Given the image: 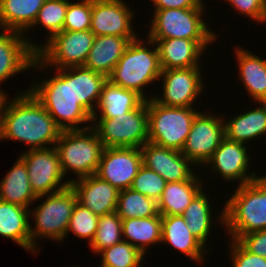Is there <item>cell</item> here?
Returning a JSON list of instances; mask_svg holds the SVG:
<instances>
[{"mask_svg": "<svg viewBox=\"0 0 266 267\" xmlns=\"http://www.w3.org/2000/svg\"><path fill=\"white\" fill-rule=\"evenodd\" d=\"M61 131L29 87L6 103L0 140L20 141L29 145L27 150L43 149L55 146Z\"/></svg>", "mask_w": 266, "mask_h": 267, "instance_id": "1", "label": "cell"}, {"mask_svg": "<svg viewBox=\"0 0 266 267\" xmlns=\"http://www.w3.org/2000/svg\"><path fill=\"white\" fill-rule=\"evenodd\" d=\"M56 72L54 77H48L49 79L37 84L33 81L29 91L62 131L91 127L92 116L76 100L75 66L56 69ZM86 122H90V125L83 126L82 123Z\"/></svg>", "mask_w": 266, "mask_h": 267, "instance_id": "2", "label": "cell"}, {"mask_svg": "<svg viewBox=\"0 0 266 267\" xmlns=\"http://www.w3.org/2000/svg\"><path fill=\"white\" fill-rule=\"evenodd\" d=\"M237 187L217 217L232 240L266 230V177Z\"/></svg>", "mask_w": 266, "mask_h": 267, "instance_id": "3", "label": "cell"}, {"mask_svg": "<svg viewBox=\"0 0 266 267\" xmlns=\"http://www.w3.org/2000/svg\"><path fill=\"white\" fill-rule=\"evenodd\" d=\"M144 41L138 37L128 44L107 80L127 90L135 91L144 100H148L144 87L147 88V85L159 80L162 69L157 46L154 47L156 43L150 39Z\"/></svg>", "mask_w": 266, "mask_h": 267, "instance_id": "4", "label": "cell"}, {"mask_svg": "<svg viewBox=\"0 0 266 267\" xmlns=\"http://www.w3.org/2000/svg\"><path fill=\"white\" fill-rule=\"evenodd\" d=\"M43 197L45 200L42 204L32 211L29 210V216L32 214V220L36 225L34 228L29 224L31 251L37 253L39 248L37 250L36 241L40 238L57 242L64 240L72 211L77 203L76 192L71 186L53 194L38 196L36 200L39 201Z\"/></svg>", "mask_w": 266, "mask_h": 267, "instance_id": "5", "label": "cell"}, {"mask_svg": "<svg viewBox=\"0 0 266 267\" xmlns=\"http://www.w3.org/2000/svg\"><path fill=\"white\" fill-rule=\"evenodd\" d=\"M55 148L64 175L72 172L79 179L97 172L104 146L96 131L89 127L61 131Z\"/></svg>", "mask_w": 266, "mask_h": 267, "instance_id": "6", "label": "cell"}, {"mask_svg": "<svg viewBox=\"0 0 266 267\" xmlns=\"http://www.w3.org/2000/svg\"><path fill=\"white\" fill-rule=\"evenodd\" d=\"M148 142L181 151L191 129L195 107H174L147 100Z\"/></svg>", "mask_w": 266, "mask_h": 267, "instance_id": "7", "label": "cell"}, {"mask_svg": "<svg viewBox=\"0 0 266 267\" xmlns=\"http://www.w3.org/2000/svg\"><path fill=\"white\" fill-rule=\"evenodd\" d=\"M95 37L90 30L61 31L53 35L47 44H40L32 69L39 67L45 72L48 66L56 69L84 66Z\"/></svg>", "mask_w": 266, "mask_h": 267, "instance_id": "8", "label": "cell"}, {"mask_svg": "<svg viewBox=\"0 0 266 267\" xmlns=\"http://www.w3.org/2000/svg\"><path fill=\"white\" fill-rule=\"evenodd\" d=\"M205 8L153 10L148 39L217 40V35L202 19Z\"/></svg>", "mask_w": 266, "mask_h": 267, "instance_id": "9", "label": "cell"}, {"mask_svg": "<svg viewBox=\"0 0 266 267\" xmlns=\"http://www.w3.org/2000/svg\"><path fill=\"white\" fill-rule=\"evenodd\" d=\"M92 123L104 148H141L148 142L147 100L121 118H92Z\"/></svg>", "mask_w": 266, "mask_h": 267, "instance_id": "10", "label": "cell"}, {"mask_svg": "<svg viewBox=\"0 0 266 267\" xmlns=\"http://www.w3.org/2000/svg\"><path fill=\"white\" fill-rule=\"evenodd\" d=\"M21 154L28 170L31 189L37 197L53 194L70 186L69 180L63 182L65 175L55 146L26 150Z\"/></svg>", "mask_w": 266, "mask_h": 267, "instance_id": "11", "label": "cell"}, {"mask_svg": "<svg viewBox=\"0 0 266 267\" xmlns=\"http://www.w3.org/2000/svg\"><path fill=\"white\" fill-rule=\"evenodd\" d=\"M224 121L222 115L199 112L192 122L181 153L194 165L205 166L225 137Z\"/></svg>", "mask_w": 266, "mask_h": 267, "instance_id": "12", "label": "cell"}, {"mask_svg": "<svg viewBox=\"0 0 266 267\" xmlns=\"http://www.w3.org/2000/svg\"><path fill=\"white\" fill-rule=\"evenodd\" d=\"M201 73L200 67L162 70L159 79L163 81V97L155 94L150 98L165 106L192 107L205 91Z\"/></svg>", "mask_w": 266, "mask_h": 267, "instance_id": "13", "label": "cell"}, {"mask_svg": "<svg viewBox=\"0 0 266 267\" xmlns=\"http://www.w3.org/2000/svg\"><path fill=\"white\" fill-rule=\"evenodd\" d=\"M141 166L140 148L108 147L103 149L95 175L121 191L131 187Z\"/></svg>", "mask_w": 266, "mask_h": 267, "instance_id": "14", "label": "cell"}, {"mask_svg": "<svg viewBox=\"0 0 266 267\" xmlns=\"http://www.w3.org/2000/svg\"><path fill=\"white\" fill-rule=\"evenodd\" d=\"M126 4L123 0H92L90 31L95 36L138 37L132 27L134 12Z\"/></svg>", "mask_w": 266, "mask_h": 267, "instance_id": "15", "label": "cell"}, {"mask_svg": "<svg viewBox=\"0 0 266 267\" xmlns=\"http://www.w3.org/2000/svg\"><path fill=\"white\" fill-rule=\"evenodd\" d=\"M244 143L235 142L224 137L220 142V145L214 151L212 157L205 164L211 167V173L213 171L218 172L224 180L236 181L238 185L247 184L258 178L255 175V171L248 174V168L250 167V155L247 152Z\"/></svg>", "mask_w": 266, "mask_h": 267, "instance_id": "16", "label": "cell"}, {"mask_svg": "<svg viewBox=\"0 0 266 267\" xmlns=\"http://www.w3.org/2000/svg\"><path fill=\"white\" fill-rule=\"evenodd\" d=\"M0 31V85L20 72L32 69L39 44L27 39V35L2 29ZM26 36V37H25Z\"/></svg>", "mask_w": 266, "mask_h": 267, "instance_id": "17", "label": "cell"}, {"mask_svg": "<svg viewBox=\"0 0 266 267\" xmlns=\"http://www.w3.org/2000/svg\"><path fill=\"white\" fill-rule=\"evenodd\" d=\"M142 165L162 176L166 182L191 179L196 173L194 164L181 151L162 147L151 142L141 148ZM192 166V169H191Z\"/></svg>", "mask_w": 266, "mask_h": 267, "instance_id": "18", "label": "cell"}, {"mask_svg": "<svg viewBox=\"0 0 266 267\" xmlns=\"http://www.w3.org/2000/svg\"><path fill=\"white\" fill-rule=\"evenodd\" d=\"M76 192L77 202L95 215L103 216L116 211L119 190L97 175L68 179Z\"/></svg>", "mask_w": 266, "mask_h": 267, "instance_id": "19", "label": "cell"}, {"mask_svg": "<svg viewBox=\"0 0 266 267\" xmlns=\"http://www.w3.org/2000/svg\"><path fill=\"white\" fill-rule=\"evenodd\" d=\"M156 43L162 70L200 67V57L216 40L162 39Z\"/></svg>", "mask_w": 266, "mask_h": 267, "instance_id": "20", "label": "cell"}, {"mask_svg": "<svg viewBox=\"0 0 266 267\" xmlns=\"http://www.w3.org/2000/svg\"><path fill=\"white\" fill-rule=\"evenodd\" d=\"M161 243L169 244L196 263L208 252L191 233L182 215L162 216Z\"/></svg>", "mask_w": 266, "mask_h": 267, "instance_id": "21", "label": "cell"}, {"mask_svg": "<svg viewBox=\"0 0 266 267\" xmlns=\"http://www.w3.org/2000/svg\"><path fill=\"white\" fill-rule=\"evenodd\" d=\"M136 39L137 37L96 36L84 66L108 77L128 44Z\"/></svg>", "mask_w": 266, "mask_h": 267, "instance_id": "22", "label": "cell"}, {"mask_svg": "<svg viewBox=\"0 0 266 267\" xmlns=\"http://www.w3.org/2000/svg\"><path fill=\"white\" fill-rule=\"evenodd\" d=\"M239 78L247 93L256 102H266V59L238 47L235 50ZM263 59V60H262Z\"/></svg>", "mask_w": 266, "mask_h": 267, "instance_id": "23", "label": "cell"}, {"mask_svg": "<svg viewBox=\"0 0 266 267\" xmlns=\"http://www.w3.org/2000/svg\"><path fill=\"white\" fill-rule=\"evenodd\" d=\"M144 99L135 91L127 90L107 80L102 87L101 96L92 118H121L136 109ZM99 114H98V113Z\"/></svg>", "mask_w": 266, "mask_h": 267, "instance_id": "24", "label": "cell"}, {"mask_svg": "<svg viewBox=\"0 0 266 267\" xmlns=\"http://www.w3.org/2000/svg\"><path fill=\"white\" fill-rule=\"evenodd\" d=\"M45 0H0V30L25 35L34 24Z\"/></svg>", "mask_w": 266, "mask_h": 267, "instance_id": "25", "label": "cell"}, {"mask_svg": "<svg viewBox=\"0 0 266 267\" xmlns=\"http://www.w3.org/2000/svg\"><path fill=\"white\" fill-rule=\"evenodd\" d=\"M260 106L224 121L225 137L246 144L257 137L266 136V102H257ZM262 105V106H261Z\"/></svg>", "mask_w": 266, "mask_h": 267, "instance_id": "26", "label": "cell"}, {"mask_svg": "<svg viewBox=\"0 0 266 267\" xmlns=\"http://www.w3.org/2000/svg\"><path fill=\"white\" fill-rule=\"evenodd\" d=\"M18 158L0 182V200L29 208L37 196L31 189L26 164Z\"/></svg>", "mask_w": 266, "mask_h": 267, "instance_id": "27", "label": "cell"}, {"mask_svg": "<svg viewBox=\"0 0 266 267\" xmlns=\"http://www.w3.org/2000/svg\"><path fill=\"white\" fill-rule=\"evenodd\" d=\"M204 184L196 174L189 180L167 182L159 199L158 211L161 216L182 215L193 198L203 189Z\"/></svg>", "mask_w": 266, "mask_h": 267, "instance_id": "28", "label": "cell"}, {"mask_svg": "<svg viewBox=\"0 0 266 267\" xmlns=\"http://www.w3.org/2000/svg\"><path fill=\"white\" fill-rule=\"evenodd\" d=\"M29 208L0 200V236L31 252Z\"/></svg>", "mask_w": 266, "mask_h": 267, "instance_id": "29", "label": "cell"}, {"mask_svg": "<svg viewBox=\"0 0 266 267\" xmlns=\"http://www.w3.org/2000/svg\"><path fill=\"white\" fill-rule=\"evenodd\" d=\"M161 228L162 216L122 219L123 241L146 255L149 246L161 243Z\"/></svg>", "mask_w": 266, "mask_h": 267, "instance_id": "30", "label": "cell"}, {"mask_svg": "<svg viewBox=\"0 0 266 267\" xmlns=\"http://www.w3.org/2000/svg\"><path fill=\"white\" fill-rule=\"evenodd\" d=\"M106 81L107 77L104 74L92 71L85 66H75L76 100L91 116L97 108L101 90Z\"/></svg>", "mask_w": 266, "mask_h": 267, "instance_id": "31", "label": "cell"}, {"mask_svg": "<svg viewBox=\"0 0 266 267\" xmlns=\"http://www.w3.org/2000/svg\"><path fill=\"white\" fill-rule=\"evenodd\" d=\"M208 194L201 190L186 207L182 216L191 233L207 248L206 243L211 233L213 213Z\"/></svg>", "mask_w": 266, "mask_h": 267, "instance_id": "32", "label": "cell"}, {"mask_svg": "<svg viewBox=\"0 0 266 267\" xmlns=\"http://www.w3.org/2000/svg\"><path fill=\"white\" fill-rule=\"evenodd\" d=\"M116 212L121 219L161 216L155 200L131 188L119 192Z\"/></svg>", "mask_w": 266, "mask_h": 267, "instance_id": "33", "label": "cell"}, {"mask_svg": "<svg viewBox=\"0 0 266 267\" xmlns=\"http://www.w3.org/2000/svg\"><path fill=\"white\" fill-rule=\"evenodd\" d=\"M122 241V219L118 216L117 212L114 211L99 216L95 237L89 245L93 253L97 254L105 248Z\"/></svg>", "mask_w": 266, "mask_h": 267, "instance_id": "34", "label": "cell"}, {"mask_svg": "<svg viewBox=\"0 0 266 267\" xmlns=\"http://www.w3.org/2000/svg\"><path fill=\"white\" fill-rule=\"evenodd\" d=\"M101 265L99 267H142V254L129 242L122 241L100 251Z\"/></svg>", "mask_w": 266, "mask_h": 267, "instance_id": "35", "label": "cell"}, {"mask_svg": "<svg viewBox=\"0 0 266 267\" xmlns=\"http://www.w3.org/2000/svg\"><path fill=\"white\" fill-rule=\"evenodd\" d=\"M67 8L68 0H45L32 27L40 24L49 33L47 40L50 39L63 31Z\"/></svg>", "mask_w": 266, "mask_h": 267, "instance_id": "36", "label": "cell"}, {"mask_svg": "<svg viewBox=\"0 0 266 267\" xmlns=\"http://www.w3.org/2000/svg\"><path fill=\"white\" fill-rule=\"evenodd\" d=\"M98 220L99 216L77 202L69 220L66 236L72 232L77 238L88 239L90 245L96 234Z\"/></svg>", "mask_w": 266, "mask_h": 267, "instance_id": "37", "label": "cell"}, {"mask_svg": "<svg viewBox=\"0 0 266 267\" xmlns=\"http://www.w3.org/2000/svg\"><path fill=\"white\" fill-rule=\"evenodd\" d=\"M166 183L162 176L142 165L130 188L158 202Z\"/></svg>", "mask_w": 266, "mask_h": 267, "instance_id": "38", "label": "cell"}, {"mask_svg": "<svg viewBox=\"0 0 266 267\" xmlns=\"http://www.w3.org/2000/svg\"><path fill=\"white\" fill-rule=\"evenodd\" d=\"M92 16V0L78 2L68 1L63 31L90 30Z\"/></svg>", "mask_w": 266, "mask_h": 267, "instance_id": "39", "label": "cell"}, {"mask_svg": "<svg viewBox=\"0 0 266 267\" xmlns=\"http://www.w3.org/2000/svg\"><path fill=\"white\" fill-rule=\"evenodd\" d=\"M230 242L232 267H266V258L250 253L237 240Z\"/></svg>", "mask_w": 266, "mask_h": 267, "instance_id": "40", "label": "cell"}, {"mask_svg": "<svg viewBox=\"0 0 266 267\" xmlns=\"http://www.w3.org/2000/svg\"><path fill=\"white\" fill-rule=\"evenodd\" d=\"M243 16L266 23V0H224Z\"/></svg>", "mask_w": 266, "mask_h": 267, "instance_id": "41", "label": "cell"}, {"mask_svg": "<svg viewBox=\"0 0 266 267\" xmlns=\"http://www.w3.org/2000/svg\"><path fill=\"white\" fill-rule=\"evenodd\" d=\"M237 241L250 253L266 258V230L242 235Z\"/></svg>", "mask_w": 266, "mask_h": 267, "instance_id": "42", "label": "cell"}, {"mask_svg": "<svg viewBox=\"0 0 266 267\" xmlns=\"http://www.w3.org/2000/svg\"><path fill=\"white\" fill-rule=\"evenodd\" d=\"M154 10L204 8L203 0H151Z\"/></svg>", "mask_w": 266, "mask_h": 267, "instance_id": "43", "label": "cell"}, {"mask_svg": "<svg viewBox=\"0 0 266 267\" xmlns=\"http://www.w3.org/2000/svg\"><path fill=\"white\" fill-rule=\"evenodd\" d=\"M1 89V87H0ZM8 95H6L5 92H3V90H0V125L2 122V117H3V113H4V109L6 106V103L8 102Z\"/></svg>", "mask_w": 266, "mask_h": 267, "instance_id": "44", "label": "cell"}]
</instances>
